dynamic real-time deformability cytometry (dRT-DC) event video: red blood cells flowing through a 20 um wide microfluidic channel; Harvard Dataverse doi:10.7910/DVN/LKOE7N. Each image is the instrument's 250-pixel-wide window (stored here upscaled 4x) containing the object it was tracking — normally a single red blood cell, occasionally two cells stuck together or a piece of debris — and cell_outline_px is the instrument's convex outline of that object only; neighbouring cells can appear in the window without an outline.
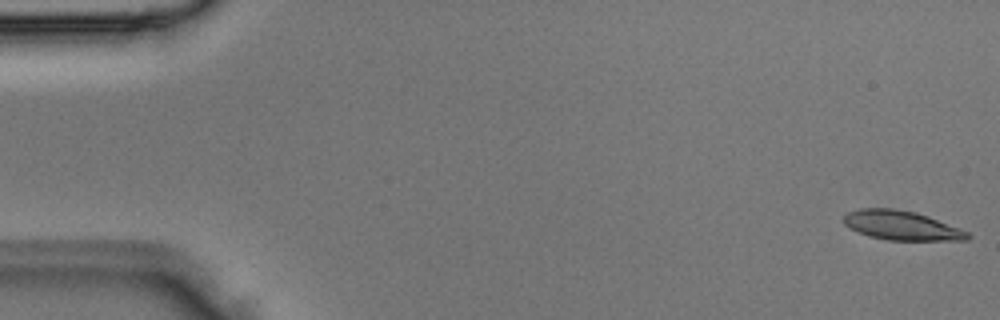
{"species": "Egyptian fruit bat (a non-hibernating species)", "species_latin": "Rousettus aegyptiacus", "temperature_condition": "room temperature", "stored_images_in_passage": 4, "camera_frame_rate_fps": 3000, "um_per_image_px": 0.085, "animal": {"sex": "male"}, "frame": {"image": 1, "passage_image": 1, "time_ms": 0.0, "image_size_px": [1000, 320], "cell_outline_px": [[972, 236], [968, 240], [888, 240], [868, 236], [848, 228], [844, 224], [844, 216], [848, 212], [860, 208], [892, 208], [916, 212], [928, 216], [960, 228], [968, 232]], "centroid_in_image_um": [76.63, 19.16], "position_along_channel_um": 8.4, "area_um2": 21.21}}
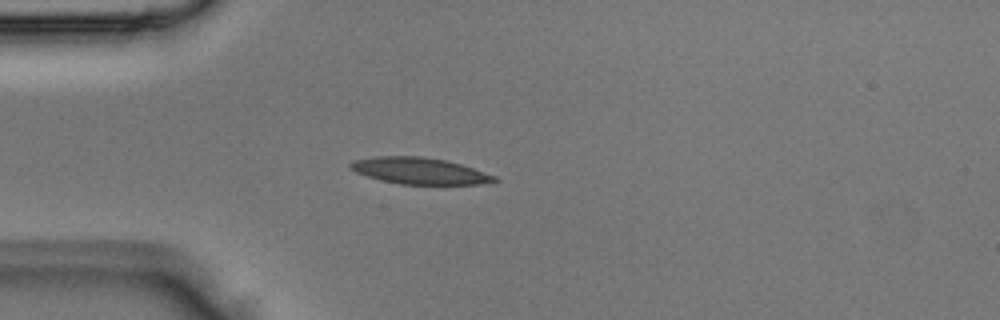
{"frame": {"image": 2, "passage_image": 4, "time_ms": 1.0, "image_size_px": [1000, 320], "cell_outline_px": [[500, 180], [480, 184], [400, 184], [380, 180], [356, 172], [348, 164], [352, 160], [376, 156], [424, 156], [444, 160], [460, 164], [496, 176]], "centroid_in_image_um": [35.64, 14.52], "position_along_channel_um": 49.4, "area_um2": 22.08}}